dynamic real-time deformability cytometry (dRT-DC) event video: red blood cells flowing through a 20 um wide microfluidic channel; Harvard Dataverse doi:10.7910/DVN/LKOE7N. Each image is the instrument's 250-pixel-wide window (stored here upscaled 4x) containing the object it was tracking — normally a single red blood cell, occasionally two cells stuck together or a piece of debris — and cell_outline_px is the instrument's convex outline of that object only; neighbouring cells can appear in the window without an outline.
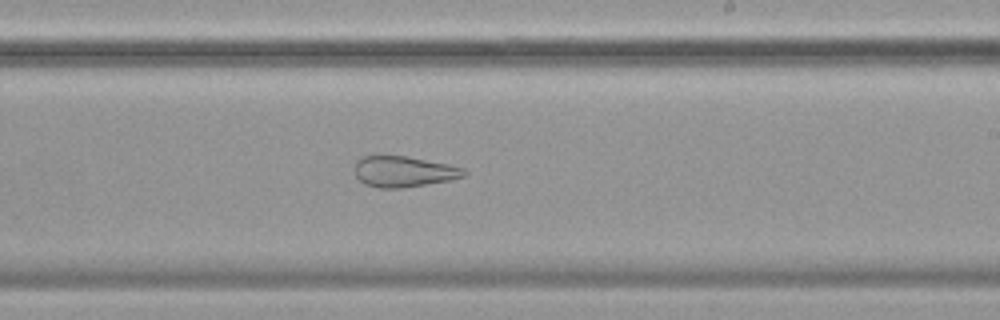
{"species": "common noctule bat (a hibernating species)", "species_latin": "Nyctalus noctula", "temperature_condition": "cold", "stored_images_in_passage": 48, "camera_frame_rate_fps": 3000, "um_per_image_px": 0.085, "animal": {"sex": "female", "body_mass_g": 19.9}, "frame": {"image": 1, "passage_image": 25, "time_ms": 8.0, "image_size_px": [1000, 320], "cell_outline_px": [[468, 172], [464, 176], [448, 180], [400, 188], [380, 188], [364, 184], [356, 176], [356, 160], [360, 156], [404, 156], [448, 164], [464, 168]], "centroid_in_image_um": [34.3, 14.58], "position_along_channel_um": 254.7, "area_um2": 19.36}}
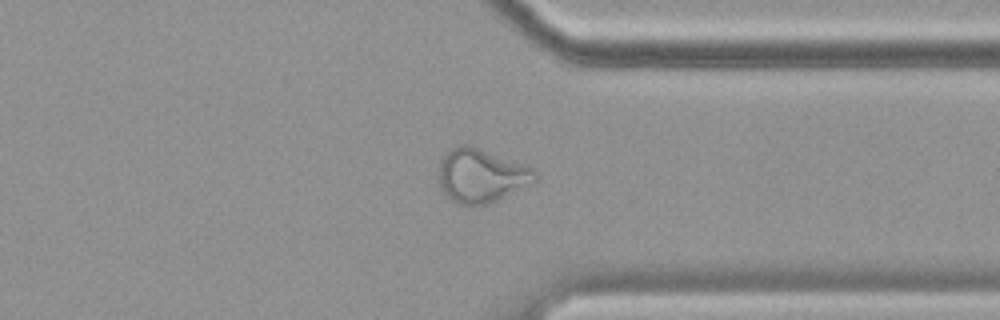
{"frame": {"image": 2, "passage_image": 35, "time_ms": 11.333, "image_size_px": [1000, 320], "cell_outline_px": [[540, 180], [488, 204], [460, 204], [452, 200], [440, 188], [436, 180], [436, 172], [440, 160], [456, 144], [468, 144], [532, 168], [540, 176]], "centroid_in_image_um": [40.87, 14.92], "position_along_channel_um": 370.5, "area_um2": 30.29}}
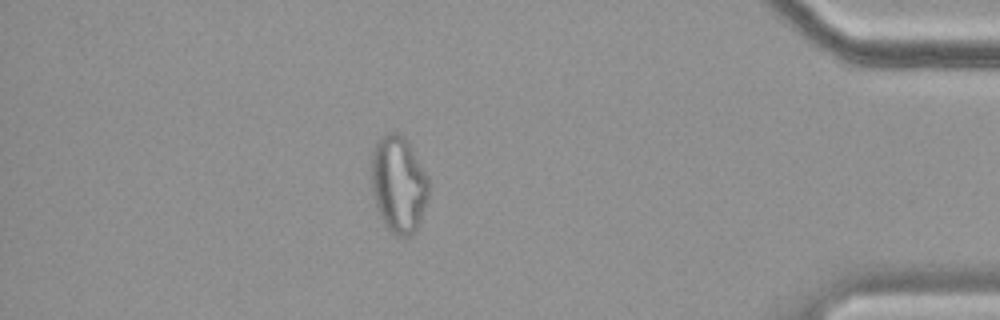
{"frame": {"image": 3, "passage_image": 41, "time_ms": 13.333, "image_size_px": [1000, 320], "cell_outline_px": [[428, 196], [416, 232], [412, 236], [396, 236], [384, 224], [376, 204], [372, 192], [372, 148], [376, 140], [384, 132], [400, 132], [408, 140], [428, 176]], "centroid_in_image_um": [33.87, 15.61], "position_along_channel_um": 401.3, "area_um2": 32.66}, "authors_computed_cell_mechanics": {"area_um2": 28.9578, "velocity_mm_per_s": 3.5167, "shape_relaxation_time_tau1_ms": null, "shape_relaxation_time_tau2_ms": 1.9818, "deformation_change_tau1": null, "deformation_change_tau2": 0.1017}}